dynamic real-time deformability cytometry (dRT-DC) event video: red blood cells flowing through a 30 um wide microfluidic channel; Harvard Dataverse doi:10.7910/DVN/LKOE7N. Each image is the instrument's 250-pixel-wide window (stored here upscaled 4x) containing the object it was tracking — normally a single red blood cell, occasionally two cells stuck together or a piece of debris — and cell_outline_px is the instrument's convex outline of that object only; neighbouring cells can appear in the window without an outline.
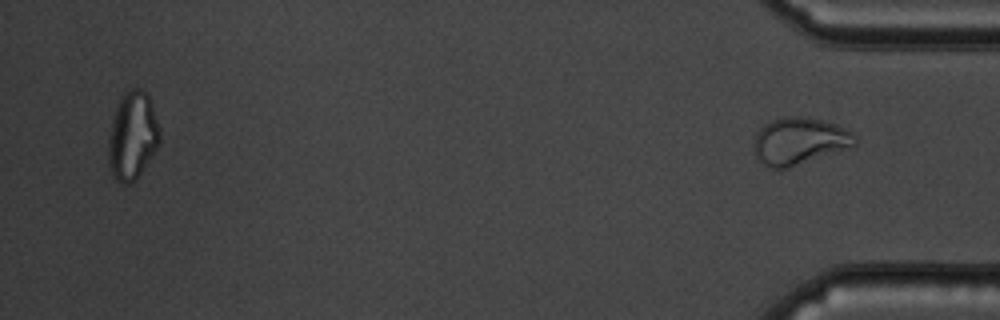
{"species": "common noctule bat (a hibernating species)", "species_latin": "Nyctalus noctula", "temperature_condition": "cold", "stored_images_in_passage": 58, "segment_of_instrument_passage": [2, 2], "camera_frame_rate_fps": 3000, "um_per_image_px": 0.085, "animal": {"sex": "male", "body_mass_g": 19.5, "forearm_length_mm": 54.6}, "frame": {"image": 1, "passage_image": 58, "time_ms": 19.0, "image_size_px": [1000, 320], "cell_outline_px": [[856, 144], [848, 148], [780, 172], [768, 168], [760, 164], [756, 160], [752, 148], [752, 144], [756, 132], [764, 124], [772, 120], [784, 116], [800, 116], [820, 120], [836, 124], [852, 132], [856, 136]], "centroid_in_image_um": [67.86, 12.04], "position_along_channel_um": 367.3, "area_um2": 28.61}}